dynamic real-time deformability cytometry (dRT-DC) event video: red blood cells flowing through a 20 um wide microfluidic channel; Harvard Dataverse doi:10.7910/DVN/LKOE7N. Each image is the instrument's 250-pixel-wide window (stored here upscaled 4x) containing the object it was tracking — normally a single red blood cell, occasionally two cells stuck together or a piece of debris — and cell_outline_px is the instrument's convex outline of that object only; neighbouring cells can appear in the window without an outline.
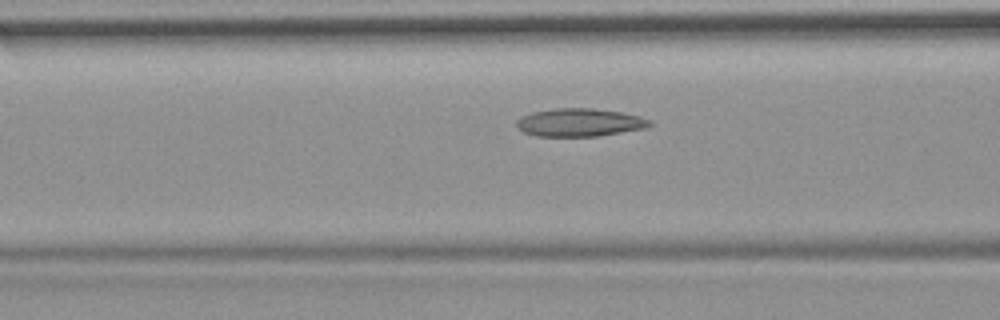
{"species": "common noctule bat (a hibernating species)", "species_latin": "Nyctalus noctula", "temperature_condition": "room temperature", "stored_images_in_passage": 15, "camera_frame_rate_fps": 3000, "um_per_image_px": 0.085, "animal": {"sex": "female", "body_mass_g": 19.9}, "frame": {"image": 1, "passage_image": 9, "time_ms": 2.667, "image_size_px": [1000, 320], "cell_outline_px": [[652, 124], [644, 128], [596, 136], [536, 136], [524, 132], [516, 128], [516, 120], [520, 116], [532, 112], [556, 108], [596, 108], [620, 112], [640, 116], [652, 120]], "centroid_in_image_um": [49.23, 10.4], "position_along_channel_um": 117.4, "area_um2": 21.79}}